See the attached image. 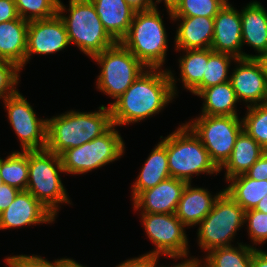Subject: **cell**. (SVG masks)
<instances>
[{
  "label": "cell",
  "mask_w": 267,
  "mask_h": 267,
  "mask_svg": "<svg viewBox=\"0 0 267 267\" xmlns=\"http://www.w3.org/2000/svg\"><path fill=\"white\" fill-rule=\"evenodd\" d=\"M176 80L169 69L148 68L113 103L112 124L138 123L158 114L177 95Z\"/></svg>",
  "instance_id": "6da1fadb"
},
{
  "label": "cell",
  "mask_w": 267,
  "mask_h": 267,
  "mask_svg": "<svg viewBox=\"0 0 267 267\" xmlns=\"http://www.w3.org/2000/svg\"><path fill=\"white\" fill-rule=\"evenodd\" d=\"M110 107L104 105L94 112L67 111L47 119L46 149L60 155L101 136L111 126Z\"/></svg>",
  "instance_id": "7a4b0ae2"
},
{
  "label": "cell",
  "mask_w": 267,
  "mask_h": 267,
  "mask_svg": "<svg viewBox=\"0 0 267 267\" xmlns=\"http://www.w3.org/2000/svg\"><path fill=\"white\" fill-rule=\"evenodd\" d=\"M158 7L136 11L120 43L147 68H162L168 51L167 32Z\"/></svg>",
  "instance_id": "3957f363"
},
{
  "label": "cell",
  "mask_w": 267,
  "mask_h": 267,
  "mask_svg": "<svg viewBox=\"0 0 267 267\" xmlns=\"http://www.w3.org/2000/svg\"><path fill=\"white\" fill-rule=\"evenodd\" d=\"M166 146L169 173L177 178L191 183L194 174H215L220 169L211 160L208 151L194 132L183 123L176 131L163 138Z\"/></svg>",
  "instance_id": "277c9868"
},
{
  "label": "cell",
  "mask_w": 267,
  "mask_h": 267,
  "mask_svg": "<svg viewBox=\"0 0 267 267\" xmlns=\"http://www.w3.org/2000/svg\"><path fill=\"white\" fill-rule=\"evenodd\" d=\"M65 10L70 13L68 16L63 15ZM58 15L65 24L70 43L90 58L117 43L105 30L90 0H69L68 9L59 0Z\"/></svg>",
  "instance_id": "5b68a950"
},
{
  "label": "cell",
  "mask_w": 267,
  "mask_h": 267,
  "mask_svg": "<svg viewBox=\"0 0 267 267\" xmlns=\"http://www.w3.org/2000/svg\"><path fill=\"white\" fill-rule=\"evenodd\" d=\"M28 168L26 190L56 217L59 204H71L59 176L64 172L60 155L47 149L28 150Z\"/></svg>",
  "instance_id": "8992f818"
},
{
  "label": "cell",
  "mask_w": 267,
  "mask_h": 267,
  "mask_svg": "<svg viewBox=\"0 0 267 267\" xmlns=\"http://www.w3.org/2000/svg\"><path fill=\"white\" fill-rule=\"evenodd\" d=\"M100 65L96 88L116 100L148 68L120 42L95 54L92 58Z\"/></svg>",
  "instance_id": "52a82bcc"
},
{
  "label": "cell",
  "mask_w": 267,
  "mask_h": 267,
  "mask_svg": "<svg viewBox=\"0 0 267 267\" xmlns=\"http://www.w3.org/2000/svg\"><path fill=\"white\" fill-rule=\"evenodd\" d=\"M245 210L223 191L210 213L198 224V245L204 252L231 246L236 232L243 227Z\"/></svg>",
  "instance_id": "ba28073f"
},
{
  "label": "cell",
  "mask_w": 267,
  "mask_h": 267,
  "mask_svg": "<svg viewBox=\"0 0 267 267\" xmlns=\"http://www.w3.org/2000/svg\"><path fill=\"white\" fill-rule=\"evenodd\" d=\"M115 128L116 125H112L105 133L90 142L62 152L60 158L64 173H88L123 156L125 143Z\"/></svg>",
  "instance_id": "9c48e42d"
},
{
  "label": "cell",
  "mask_w": 267,
  "mask_h": 267,
  "mask_svg": "<svg viewBox=\"0 0 267 267\" xmlns=\"http://www.w3.org/2000/svg\"><path fill=\"white\" fill-rule=\"evenodd\" d=\"M240 119L238 116L200 115L185 124L201 140L211 160L220 169L230 158L236 138L243 130V120Z\"/></svg>",
  "instance_id": "30bf717a"
},
{
  "label": "cell",
  "mask_w": 267,
  "mask_h": 267,
  "mask_svg": "<svg viewBox=\"0 0 267 267\" xmlns=\"http://www.w3.org/2000/svg\"><path fill=\"white\" fill-rule=\"evenodd\" d=\"M3 103L22 151L46 149L47 119L37 118L32 106L19 91Z\"/></svg>",
  "instance_id": "8fae6325"
},
{
  "label": "cell",
  "mask_w": 267,
  "mask_h": 267,
  "mask_svg": "<svg viewBox=\"0 0 267 267\" xmlns=\"http://www.w3.org/2000/svg\"><path fill=\"white\" fill-rule=\"evenodd\" d=\"M146 234L156 247L148 254L189 253L185 225L174 214L140 213Z\"/></svg>",
  "instance_id": "7c38bea8"
},
{
  "label": "cell",
  "mask_w": 267,
  "mask_h": 267,
  "mask_svg": "<svg viewBox=\"0 0 267 267\" xmlns=\"http://www.w3.org/2000/svg\"><path fill=\"white\" fill-rule=\"evenodd\" d=\"M230 82L239 102L248 106L267 103V79L258 58H238ZM250 102V104H248Z\"/></svg>",
  "instance_id": "4fadbf2b"
},
{
  "label": "cell",
  "mask_w": 267,
  "mask_h": 267,
  "mask_svg": "<svg viewBox=\"0 0 267 267\" xmlns=\"http://www.w3.org/2000/svg\"><path fill=\"white\" fill-rule=\"evenodd\" d=\"M69 44L65 24L58 14L49 19L29 21L25 64L32 54H53L64 50Z\"/></svg>",
  "instance_id": "5bb4252c"
},
{
  "label": "cell",
  "mask_w": 267,
  "mask_h": 267,
  "mask_svg": "<svg viewBox=\"0 0 267 267\" xmlns=\"http://www.w3.org/2000/svg\"><path fill=\"white\" fill-rule=\"evenodd\" d=\"M242 24L240 12L227 2L214 17V34L211 49L238 58H255L242 49Z\"/></svg>",
  "instance_id": "9a60e30c"
},
{
  "label": "cell",
  "mask_w": 267,
  "mask_h": 267,
  "mask_svg": "<svg viewBox=\"0 0 267 267\" xmlns=\"http://www.w3.org/2000/svg\"><path fill=\"white\" fill-rule=\"evenodd\" d=\"M187 182L168 178L158 185L139 193L132 201L134 211L141 213L174 214Z\"/></svg>",
  "instance_id": "2e32d148"
},
{
  "label": "cell",
  "mask_w": 267,
  "mask_h": 267,
  "mask_svg": "<svg viewBox=\"0 0 267 267\" xmlns=\"http://www.w3.org/2000/svg\"><path fill=\"white\" fill-rule=\"evenodd\" d=\"M55 216L27 190L19 191L12 204L0 214V229L52 223Z\"/></svg>",
  "instance_id": "e0dca14e"
},
{
  "label": "cell",
  "mask_w": 267,
  "mask_h": 267,
  "mask_svg": "<svg viewBox=\"0 0 267 267\" xmlns=\"http://www.w3.org/2000/svg\"><path fill=\"white\" fill-rule=\"evenodd\" d=\"M181 21L176 30L175 50H195L211 48L214 34V18L208 17H173Z\"/></svg>",
  "instance_id": "ac0fdd59"
},
{
  "label": "cell",
  "mask_w": 267,
  "mask_h": 267,
  "mask_svg": "<svg viewBox=\"0 0 267 267\" xmlns=\"http://www.w3.org/2000/svg\"><path fill=\"white\" fill-rule=\"evenodd\" d=\"M223 191L224 189L220 190L212 197L208 189L192 187L191 183H187L178 202L176 217L186 228L198 225L210 213L216 199Z\"/></svg>",
  "instance_id": "d6986e66"
},
{
  "label": "cell",
  "mask_w": 267,
  "mask_h": 267,
  "mask_svg": "<svg viewBox=\"0 0 267 267\" xmlns=\"http://www.w3.org/2000/svg\"><path fill=\"white\" fill-rule=\"evenodd\" d=\"M28 23L20 17L0 23V59L21 69L25 66Z\"/></svg>",
  "instance_id": "ffe728a7"
},
{
  "label": "cell",
  "mask_w": 267,
  "mask_h": 267,
  "mask_svg": "<svg viewBox=\"0 0 267 267\" xmlns=\"http://www.w3.org/2000/svg\"><path fill=\"white\" fill-rule=\"evenodd\" d=\"M105 30L120 42L127 34L135 11L125 0H90Z\"/></svg>",
  "instance_id": "44dd1931"
},
{
  "label": "cell",
  "mask_w": 267,
  "mask_h": 267,
  "mask_svg": "<svg viewBox=\"0 0 267 267\" xmlns=\"http://www.w3.org/2000/svg\"><path fill=\"white\" fill-rule=\"evenodd\" d=\"M242 24V44L253 47L258 52L255 58L267 53V11L260 2L253 1L240 12Z\"/></svg>",
  "instance_id": "7402d4cb"
},
{
  "label": "cell",
  "mask_w": 267,
  "mask_h": 267,
  "mask_svg": "<svg viewBox=\"0 0 267 267\" xmlns=\"http://www.w3.org/2000/svg\"><path fill=\"white\" fill-rule=\"evenodd\" d=\"M266 152L244 129L237 136L230 158L220 168L226 170V180L245 174Z\"/></svg>",
  "instance_id": "603a6c76"
},
{
  "label": "cell",
  "mask_w": 267,
  "mask_h": 267,
  "mask_svg": "<svg viewBox=\"0 0 267 267\" xmlns=\"http://www.w3.org/2000/svg\"><path fill=\"white\" fill-rule=\"evenodd\" d=\"M136 181L132 184V198L170 178L166 146L160 141L148 156Z\"/></svg>",
  "instance_id": "cb8c5ba5"
},
{
  "label": "cell",
  "mask_w": 267,
  "mask_h": 267,
  "mask_svg": "<svg viewBox=\"0 0 267 267\" xmlns=\"http://www.w3.org/2000/svg\"><path fill=\"white\" fill-rule=\"evenodd\" d=\"M197 96L204 100L201 115L238 116L235 107L239 101L230 81L205 88Z\"/></svg>",
  "instance_id": "d4e9b609"
},
{
  "label": "cell",
  "mask_w": 267,
  "mask_h": 267,
  "mask_svg": "<svg viewBox=\"0 0 267 267\" xmlns=\"http://www.w3.org/2000/svg\"><path fill=\"white\" fill-rule=\"evenodd\" d=\"M228 187L224 191L234 199L245 211L254 209L267 195V180L257 181L245 174L227 180Z\"/></svg>",
  "instance_id": "484cf974"
},
{
  "label": "cell",
  "mask_w": 267,
  "mask_h": 267,
  "mask_svg": "<svg viewBox=\"0 0 267 267\" xmlns=\"http://www.w3.org/2000/svg\"><path fill=\"white\" fill-rule=\"evenodd\" d=\"M239 246H225L212 249L204 259V267H250L256 247L238 243Z\"/></svg>",
  "instance_id": "4316f807"
},
{
  "label": "cell",
  "mask_w": 267,
  "mask_h": 267,
  "mask_svg": "<svg viewBox=\"0 0 267 267\" xmlns=\"http://www.w3.org/2000/svg\"><path fill=\"white\" fill-rule=\"evenodd\" d=\"M182 51L186 53L179 59L180 78L184 88L191 92L203 80L208 62V48Z\"/></svg>",
  "instance_id": "83f0119b"
},
{
  "label": "cell",
  "mask_w": 267,
  "mask_h": 267,
  "mask_svg": "<svg viewBox=\"0 0 267 267\" xmlns=\"http://www.w3.org/2000/svg\"><path fill=\"white\" fill-rule=\"evenodd\" d=\"M236 57L227 53H217L208 48V62L203 74V80L191 91L198 95L203 89L230 81L229 67Z\"/></svg>",
  "instance_id": "f1b7e54d"
},
{
  "label": "cell",
  "mask_w": 267,
  "mask_h": 267,
  "mask_svg": "<svg viewBox=\"0 0 267 267\" xmlns=\"http://www.w3.org/2000/svg\"><path fill=\"white\" fill-rule=\"evenodd\" d=\"M0 173L4 184L20 191L26 190L29 176L28 150L14 151L6 159L0 157Z\"/></svg>",
  "instance_id": "f546056e"
},
{
  "label": "cell",
  "mask_w": 267,
  "mask_h": 267,
  "mask_svg": "<svg viewBox=\"0 0 267 267\" xmlns=\"http://www.w3.org/2000/svg\"><path fill=\"white\" fill-rule=\"evenodd\" d=\"M243 129L267 151V103L247 107Z\"/></svg>",
  "instance_id": "4dcf8cb0"
},
{
  "label": "cell",
  "mask_w": 267,
  "mask_h": 267,
  "mask_svg": "<svg viewBox=\"0 0 267 267\" xmlns=\"http://www.w3.org/2000/svg\"><path fill=\"white\" fill-rule=\"evenodd\" d=\"M20 18L32 21L49 19L58 14L59 0H14Z\"/></svg>",
  "instance_id": "1f68e13d"
},
{
  "label": "cell",
  "mask_w": 267,
  "mask_h": 267,
  "mask_svg": "<svg viewBox=\"0 0 267 267\" xmlns=\"http://www.w3.org/2000/svg\"><path fill=\"white\" fill-rule=\"evenodd\" d=\"M227 2L228 0H182L172 16L214 18Z\"/></svg>",
  "instance_id": "d6a6232c"
},
{
  "label": "cell",
  "mask_w": 267,
  "mask_h": 267,
  "mask_svg": "<svg viewBox=\"0 0 267 267\" xmlns=\"http://www.w3.org/2000/svg\"><path fill=\"white\" fill-rule=\"evenodd\" d=\"M20 71L21 68L16 64L0 59V98L3 101L18 92L16 86L19 82Z\"/></svg>",
  "instance_id": "836d02e7"
},
{
  "label": "cell",
  "mask_w": 267,
  "mask_h": 267,
  "mask_svg": "<svg viewBox=\"0 0 267 267\" xmlns=\"http://www.w3.org/2000/svg\"><path fill=\"white\" fill-rule=\"evenodd\" d=\"M244 222L252 243L257 245L267 241V214L253 209L245 211Z\"/></svg>",
  "instance_id": "e575fe53"
},
{
  "label": "cell",
  "mask_w": 267,
  "mask_h": 267,
  "mask_svg": "<svg viewBox=\"0 0 267 267\" xmlns=\"http://www.w3.org/2000/svg\"><path fill=\"white\" fill-rule=\"evenodd\" d=\"M5 261L8 267H62V258L49 262L38 255H13Z\"/></svg>",
  "instance_id": "d590c367"
},
{
  "label": "cell",
  "mask_w": 267,
  "mask_h": 267,
  "mask_svg": "<svg viewBox=\"0 0 267 267\" xmlns=\"http://www.w3.org/2000/svg\"><path fill=\"white\" fill-rule=\"evenodd\" d=\"M160 255L143 254L142 256L125 260L116 267H157Z\"/></svg>",
  "instance_id": "8d00e7d4"
},
{
  "label": "cell",
  "mask_w": 267,
  "mask_h": 267,
  "mask_svg": "<svg viewBox=\"0 0 267 267\" xmlns=\"http://www.w3.org/2000/svg\"><path fill=\"white\" fill-rule=\"evenodd\" d=\"M245 175L257 181L267 180V151L250 167Z\"/></svg>",
  "instance_id": "74e56055"
},
{
  "label": "cell",
  "mask_w": 267,
  "mask_h": 267,
  "mask_svg": "<svg viewBox=\"0 0 267 267\" xmlns=\"http://www.w3.org/2000/svg\"><path fill=\"white\" fill-rule=\"evenodd\" d=\"M19 191L17 188L7 184H3L0 187V214L12 204Z\"/></svg>",
  "instance_id": "f35d334b"
},
{
  "label": "cell",
  "mask_w": 267,
  "mask_h": 267,
  "mask_svg": "<svg viewBox=\"0 0 267 267\" xmlns=\"http://www.w3.org/2000/svg\"><path fill=\"white\" fill-rule=\"evenodd\" d=\"M19 17L14 0H0V23Z\"/></svg>",
  "instance_id": "ab89813d"
},
{
  "label": "cell",
  "mask_w": 267,
  "mask_h": 267,
  "mask_svg": "<svg viewBox=\"0 0 267 267\" xmlns=\"http://www.w3.org/2000/svg\"><path fill=\"white\" fill-rule=\"evenodd\" d=\"M188 254L189 253H184V254H164V256H168L172 259H183V261H181V263L178 264H173L172 266L169 267H204V265H202V261L201 259L199 260L198 258H192V256L188 259ZM187 258V259H186ZM157 267H166V266H157Z\"/></svg>",
  "instance_id": "60d3db41"
},
{
  "label": "cell",
  "mask_w": 267,
  "mask_h": 267,
  "mask_svg": "<svg viewBox=\"0 0 267 267\" xmlns=\"http://www.w3.org/2000/svg\"><path fill=\"white\" fill-rule=\"evenodd\" d=\"M136 11H146L155 7L154 0H125Z\"/></svg>",
  "instance_id": "b9f144b4"
},
{
  "label": "cell",
  "mask_w": 267,
  "mask_h": 267,
  "mask_svg": "<svg viewBox=\"0 0 267 267\" xmlns=\"http://www.w3.org/2000/svg\"><path fill=\"white\" fill-rule=\"evenodd\" d=\"M250 267H267V252L255 248Z\"/></svg>",
  "instance_id": "7bdbcfd3"
},
{
  "label": "cell",
  "mask_w": 267,
  "mask_h": 267,
  "mask_svg": "<svg viewBox=\"0 0 267 267\" xmlns=\"http://www.w3.org/2000/svg\"><path fill=\"white\" fill-rule=\"evenodd\" d=\"M161 1H164L165 7L168 10L167 12H173L179 4L182 2V0H156L155 7H157V3H160Z\"/></svg>",
  "instance_id": "ee69618b"
},
{
  "label": "cell",
  "mask_w": 267,
  "mask_h": 267,
  "mask_svg": "<svg viewBox=\"0 0 267 267\" xmlns=\"http://www.w3.org/2000/svg\"><path fill=\"white\" fill-rule=\"evenodd\" d=\"M62 267H87V266H83L74 259L62 258Z\"/></svg>",
  "instance_id": "f6af8a7d"
},
{
  "label": "cell",
  "mask_w": 267,
  "mask_h": 267,
  "mask_svg": "<svg viewBox=\"0 0 267 267\" xmlns=\"http://www.w3.org/2000/svg\"><path fill=\"white\" fill-rule=\"evenodd\" d=\"M253 210H257L267 214V195L261 201H259V203Z\"/></svg>",
  "instance_id": "bcb514c9"
},
{
  "label": "cell",
  "mask_w": 267,
  "mask_h": 267,
  "mask_svg": "<svg viewBox=\"0 0 267 267\" xmlns=\"http://www.w3.org/2000/svg\"><path fill=\"white\" fill-rule=\"evenodd\" d=\"M258 59L260 60V62L263 65V68H264V71H265V76H266V79H267V53L261 55Z\"/></svg>",
  "instance_id": "7dc6e473"
},
{
  "label": "cell",
  "mask_w": 267,
  "mask_h": 267,
  "mask_svg": "<svg viewBox=\"0 0 267 267\" xmlns=\"http://www.w3.org/2000/svg\"><path fill=\"white\" fill-rule=\"evenodd\" d=\"M3 180H2V176H1V173H0V187L3 185Z\"/></svg>",
  "instance_id": "c3c4849f"
}]
</instances>
